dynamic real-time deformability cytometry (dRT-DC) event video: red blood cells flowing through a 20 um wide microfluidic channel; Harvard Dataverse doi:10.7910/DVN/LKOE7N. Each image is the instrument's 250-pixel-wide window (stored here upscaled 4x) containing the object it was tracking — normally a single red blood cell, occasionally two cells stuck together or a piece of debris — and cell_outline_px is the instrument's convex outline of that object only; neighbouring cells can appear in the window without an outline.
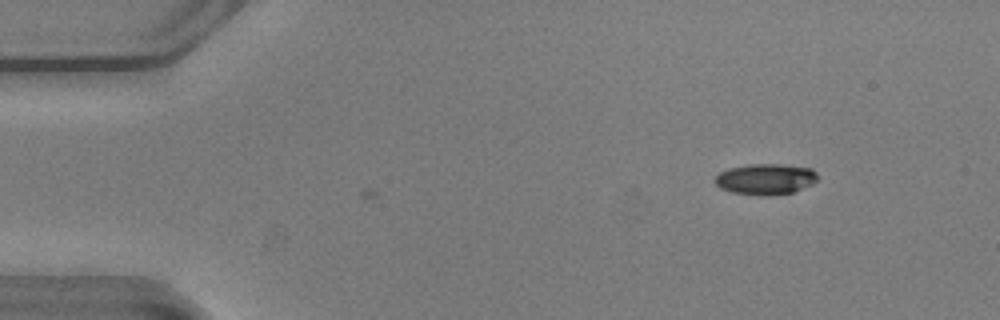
{"species": "common noctule bat (a hibernating species)", "species_latin": "Nyctalus noctula", "temperature_condition": "warm", "stored_images_in_passage": 4, "camera_frame_rate_fps": 3000, "um_per_image_px": 0.085, "animal": {"sex": "male", "body_mass_g": 20.5, "forearm_length_mm": 52.5}, "frame": {"image": 1, "passage_image": 2, "time_ms": 0.333, "image_size_px": [1000, 320], "cell_outline_px": [[816, 180], [812, 184], [792, 192], [768, 196], [760, 196], [732, 192], [720, 188], [712, 180], [720, 172], [728, 168], [748, 164], [780, 164], [812, 168], [816, 172]], "centroid_in_image_um": [65.03, 15.22], "position_along_channel_um": 20.0, "area_um2": 18.55}}